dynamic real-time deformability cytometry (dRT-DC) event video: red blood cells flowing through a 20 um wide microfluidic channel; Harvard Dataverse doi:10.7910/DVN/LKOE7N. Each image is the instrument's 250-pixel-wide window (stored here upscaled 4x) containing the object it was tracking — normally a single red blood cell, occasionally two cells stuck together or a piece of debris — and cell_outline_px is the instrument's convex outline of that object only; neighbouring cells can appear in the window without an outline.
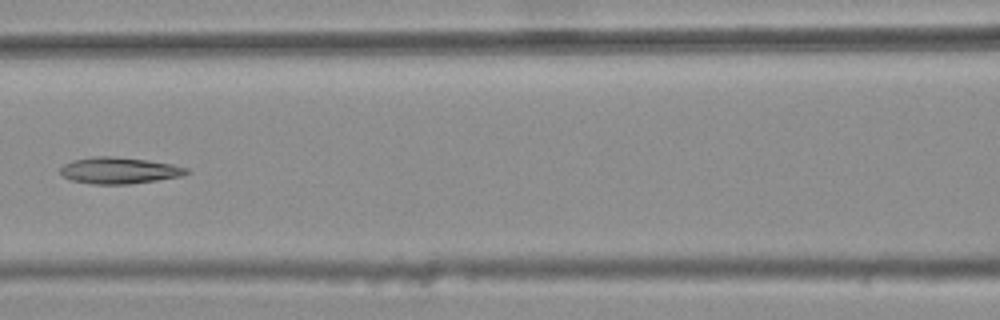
{"species": "common noctule bat (a hibernating species)", "species_latin": "Nyctalus noctula", "temperature_condition": "warm", "stored_images_in_passage": 6, "camera_frame_rate_fps": 3000, "um_per_image_px": 0.085, "animal": {"sex": "female", "body_mass_g": 25.1}, "frame": {"image": 1, "passage_image": 6, "time_ms": 1.667, "image_size_px": [1000, 320], "cell_outline_px": [[192, 172], [180, 176], [156, 180], [128, 184], [92, 184], [72, 180], [64, 176], [60, 172], [60, 168], [64, 164], [72, 160], [92, 156], [112, 156], [148, 160], [172, 164], [188, 168]], "centroid_in_image_um": [10.13, 14.48], "position_along_channel_um": 156.5, "area_um2": 19.42}}